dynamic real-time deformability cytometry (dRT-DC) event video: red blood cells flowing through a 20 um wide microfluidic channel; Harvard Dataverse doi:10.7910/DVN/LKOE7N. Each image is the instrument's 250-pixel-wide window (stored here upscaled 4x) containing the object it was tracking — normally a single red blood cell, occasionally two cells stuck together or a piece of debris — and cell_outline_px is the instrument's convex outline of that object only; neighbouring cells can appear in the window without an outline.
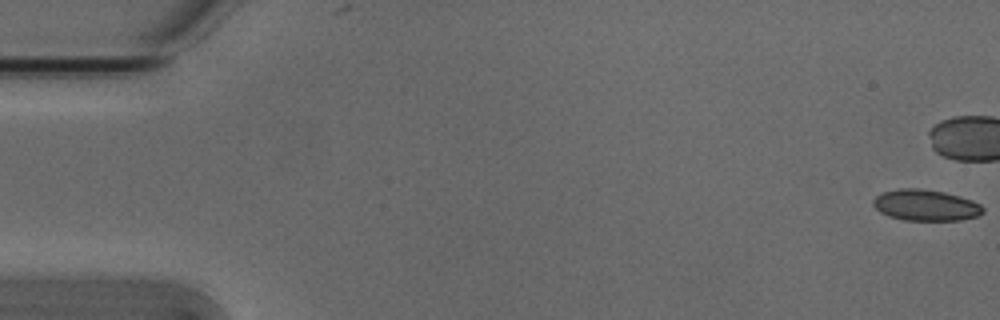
{"species": "Egyptian fruit bat (a non-hibernating species)", "species_latin": "Rousettus aegyptiacus", "temperature_condition": "cold", "stored_images_in_passage": 55, "camera_frame_rate_fps": 3000, "um_per_image_px": 0.085, "animal": {"sex": "male"}, "frame": {"image": 1, "passage_image": 1, "time_ms": 0.0, "image_size_px": [1000, 320], "cell_outline_px": [[984, 212], [980, 216], [960, 220], [904, 220], [888, 216], [880, 212], [872, 204], [872, 200], [880, 192], [900, 188], [920, 188], [944, 192], [960, 196], [972, 200], [980, 204], [984, 208]], "centroid_in_image_um": [78.68, 17.44], "position_along_channel_um": 6.3, "area_um2": 20.17}}
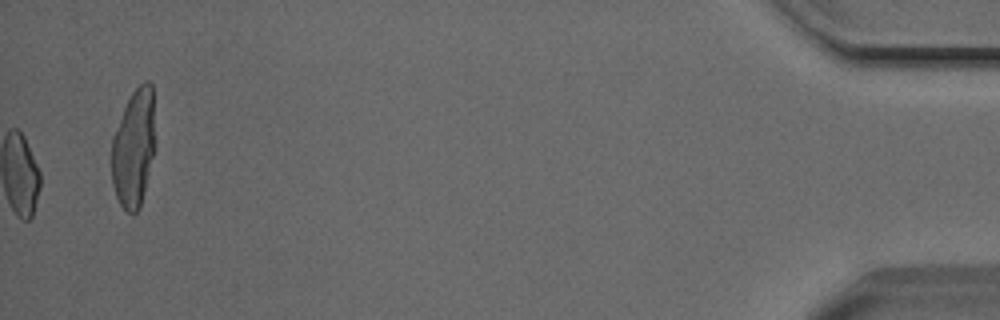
{"frame": {"image": 2, "passage_image": 55, "time_ms": 18.0, "image_size_px": [1000, 320], "cell_outline_px": [[152, 156], [140, 208], [136, 212], [128, 212], [120, 204], [116, 196], [112, 184], [112, 136], [124, 108], [132, 92], [144, 80], [148, 80], [152, 84]], "centroid_in_image_um": [11.32, 12.6], "position_along_channel_um": 423.9, "area_um2": 28.9}, "authors_computed_cell_mechanics": {"area_um2": 19.8832, "velocity_mm_per_s": 3.8131, "shape_relaxation_time_tau1_ms": 6.3171, "shape_relaxation_time_tau2_ms": 1.1139, "deformation_change_tau1": 0.1319, "deformation_change_tau2": 0.055}}